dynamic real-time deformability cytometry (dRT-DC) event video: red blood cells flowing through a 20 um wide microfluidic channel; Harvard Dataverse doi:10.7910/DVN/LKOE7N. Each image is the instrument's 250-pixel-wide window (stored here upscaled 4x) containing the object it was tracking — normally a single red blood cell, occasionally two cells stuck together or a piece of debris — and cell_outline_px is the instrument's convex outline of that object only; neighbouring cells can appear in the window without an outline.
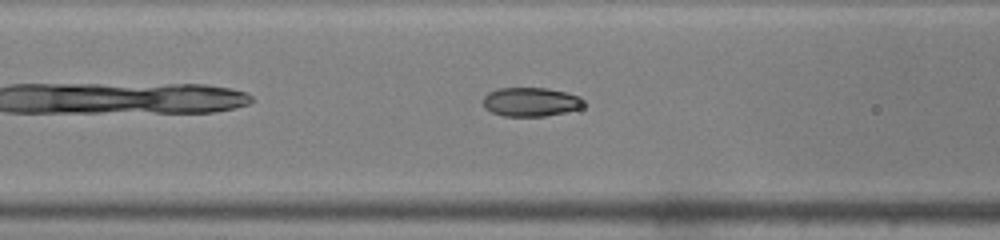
{"species": "common noctule bat (a hibernating species)", "species_latin": "Nyctalus noctula", "temperature_condition": "warm", "stored_images_in_passage": 36, "camera_frame_rate_fps": 3000, "um_per_image_px": 0.085, "animal": {"sex": "male", "body_mass_g": 19.0, "forearm_length_mm": 50.8}, "frame": {"image": 1, "passage_image": 7, "time_ms": 2.0, "image_size_px": [1000, 240], "cell_outline_px": [[584, 104], [580, 108], [564, 112], [544, 116], [504, 116], [492, 112], [484, 108], [484, 96], [488, 92], [500, 88], [548, 88], [580, 96], [584, 100]], "centroid_in_image_um": [45.11, 8.66], "position_along_channel_um": 121.5, "area_um2": 16.88}}
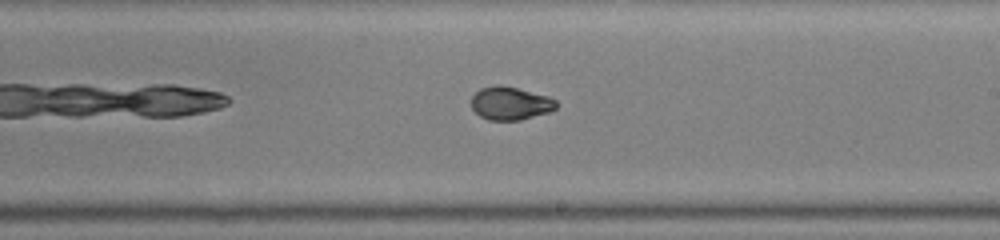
{"frame": {"image": 2, "passage_image": 16, "time_ms": 5.0, "image_size_px": [1000, 240], "cell_outline_px": [[556, 108], [548, 112], [520, 120], [488, 120], [480, 116], [472, 108], [472, 96], [480, 88], [496, 84], [500, 84], [548, 96], [556, 100]], "centroid_in_image_um": [43.35, 8.77], "position_along_channel_um": 245.6, "area_um2": 16.3}}
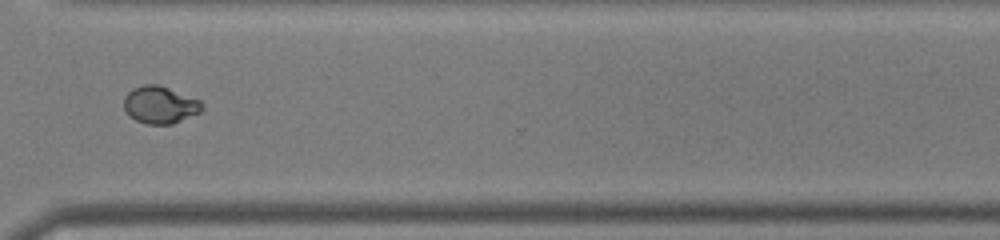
{"frame": {"image": 3, "passage_image": 24, "time_ms": 7.667, "image_size_px": [1000, 240], "cell_outline_px": [[204, 108], [200, 112], [172, 124], [144, 124], [128, 116], [124, 108], [124, 96], [132, 88], [144, 84], [160, 84], [200, 100]], "centroid_in_image_um": [13.58, 8.9], "position_along_channel_um": 357.0, "area_um2": 17.17}}